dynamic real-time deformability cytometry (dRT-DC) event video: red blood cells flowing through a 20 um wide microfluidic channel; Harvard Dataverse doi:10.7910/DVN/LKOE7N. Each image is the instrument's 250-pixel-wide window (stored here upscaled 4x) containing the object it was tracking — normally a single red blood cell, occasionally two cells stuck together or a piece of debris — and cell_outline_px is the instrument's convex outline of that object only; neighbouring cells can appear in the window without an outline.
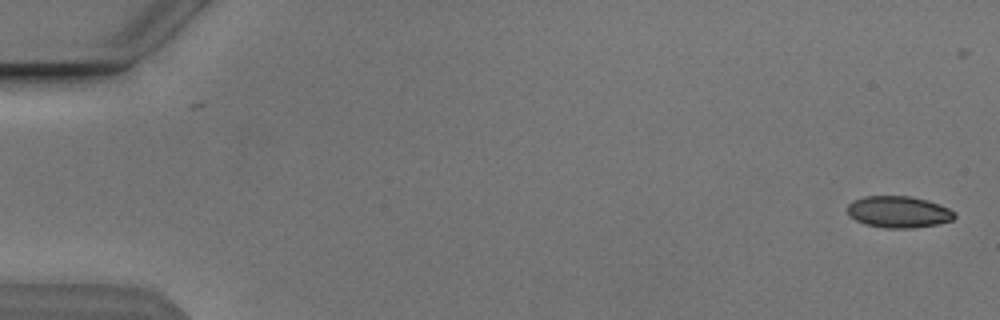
{"species": "Egyptian fruit bat (a non-hibernating species)", "species_latin": "Rousettus aegyptiacus", "temperature_condition": "cold", "stored_images_in_passage": 43, "camera_frame_rate_fps": 3000, "um_per_image_px": 0.085, "animal": {"sex": "male"}, "frame": {"image": 1, "passage_image": 1, "time_ms": 0.0, "image_size_px": [1000, 320], "cell_outline_px": [[956, 216], [952, 220], [936, 224], [912, 228], [884, 228], [868, 224], [856, 220], [848, 212], [848, 204], [852, 200], [864, 196], [908, 196], [928, 200], [948, 208], [956, 212]], "centroid_in_image_um": [76.39, 18.0], "position_along_channel_um": 8.6, "area_um2": 19.59}}
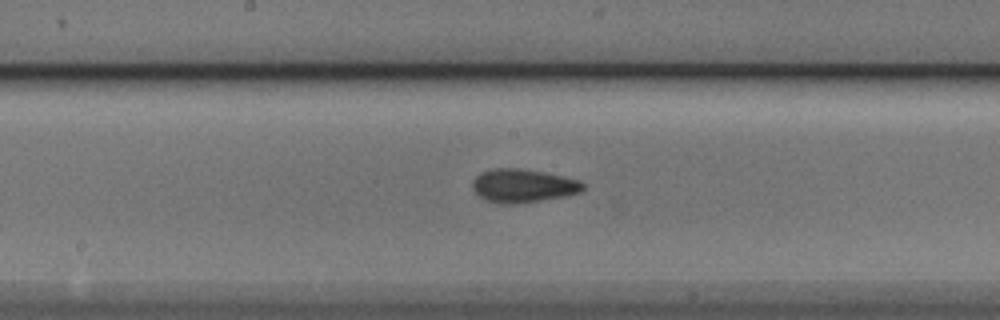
{"frame": {"image": 2, "passage_image": 28, "time_ms": 9.0, "image_size_px": [1000, 320], "cell_outline_px": [[584, 188], [580, 192], [564, 196], [540, 200], [512, 204], [500, 204], [484, 200], [472, 188], [472, 180], [480, 172], [492, 168], [520, 168], [544, 172], [580, 180], [584, 184]], "centroid_in_image_um": [44.42, 15.78], "position_along_channel_um": 203.8, "area_um2": 21.56}}
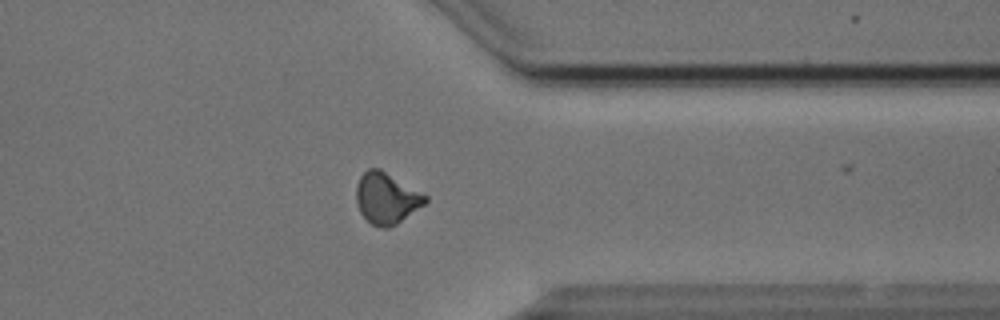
{"frame": {"image": 3, "passage_image": 42, "time_ms": 13.667, "image_size_px": [1000, 320], "cell_outline_px": [[428, 200], [424, 204], [396, 224], [388, 228], [384, 228], [372, 224], [360, 212], [356, 204], [356, 184], [360, 176], [368, 168], [380, 168], [428, 196]], "centroid_in_image_um": [32.83, 16.83], "position_along_channel_um": 378.6, "area_um2": 20.46}}